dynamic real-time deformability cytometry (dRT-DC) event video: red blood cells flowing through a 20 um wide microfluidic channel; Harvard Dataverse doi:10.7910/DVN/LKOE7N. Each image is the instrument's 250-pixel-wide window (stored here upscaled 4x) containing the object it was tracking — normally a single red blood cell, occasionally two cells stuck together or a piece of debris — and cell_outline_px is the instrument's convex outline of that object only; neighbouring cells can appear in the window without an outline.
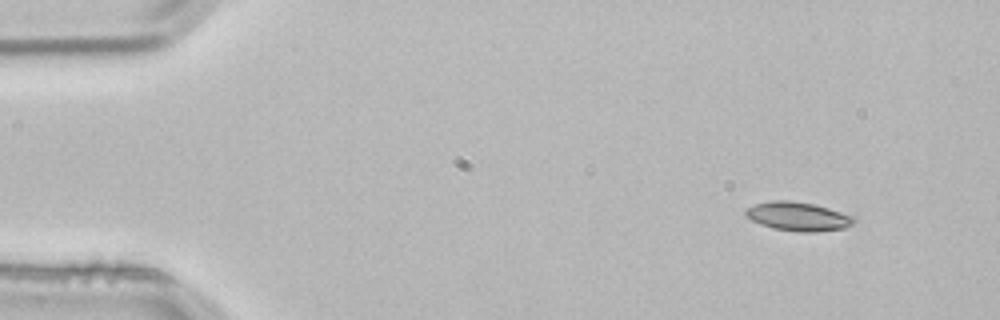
{"species": "common noctule bat (a hibernating species)", "species_latin": "Nyctalus noctula", "temperature_condition": "room temperature", "stored_images_in_passage": 3, "camera_frame_rate_fps": 3000, "um_per_image_px": 0.085, "animal": {"sex": "male", "body_mass_g": 21.5, "forearm_length_mm": 52.0}, "frame": {"image": 1, "passage_image": 1, "time_ms": 0.0, "image_size_px": [1000, 320], "cell_outline_px": [[856, 220], [852, 224], [844, 228], [816, 232], [800, 232], [772, 228], [752, 220], [744, 216], [744, 212], [748, 208], [756, 204], [772, 200], [788, 200], [812, 204], [828, 208], [852, 216]], "centroid_in_image_um": [67.81, 18.4], "position_along_channel_um": 17.2, "area_um2": 17.98}}
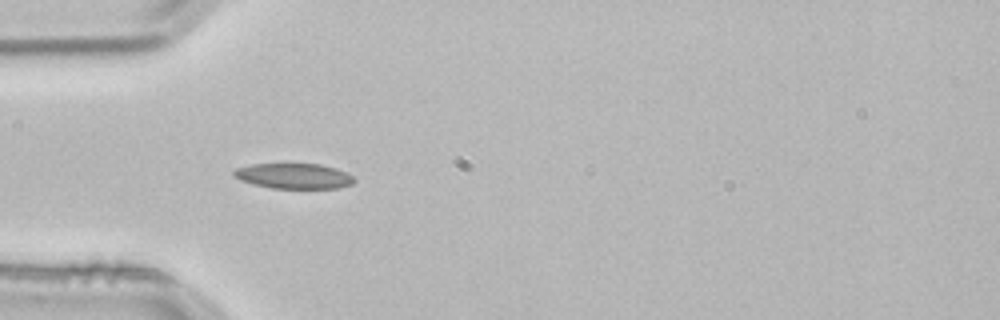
{"frame": {"image": 2, "passage_image": 3, "time_ms": 0.667, "image_size_px": [1000, 320], "cell_outline_px": [[356, 180], [352, 184], [340, 188], [272, 188], [240, 180], [232, 176], [232, 172], [236, 168], [252, 164], [320, 164], [336, 168], [352, 176]], "centroid_in_image_um": [24.97, 14.96], "position_along_channel_um": 60.0, "area_um2": 17.69}}